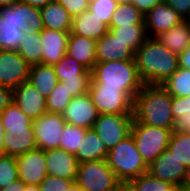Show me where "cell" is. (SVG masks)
<instances>
[{
	"label": "cell",
	"mask_w": 190,
	"mask_h": 191,
	"mask_svg": "<svg viewBox=\"0 0 190 191\" xmlns=\"http://www.w3.org/2000/svg\"><path fill=\"white\" fill-rule=\"evenodd\" d=\"M62 114L46 112L33 120L37 149L60 148V136L65 126Z\"/></svg>",
	"instance_id": "30bf717a"
},
{
	"label": "cell",
	"mask_w": 190,
	"mask_h": 191,
	"mask_svg": "<svg viewBox=\"0 0 190 191\" xmlns=\"http://www.w3.org/2000/svg\"><path fill=\"white\" fill-rule=\"evenodd\" d=\"M44 29L40 8L22 1L0 8V50L18 51L26 31Z\"/></svg>",
	"instance_id": "6da1fadb"
},
{
	"label": "cell",
	"mask_w": 190,
	"mask_h": 191,
	"mask_svg": "<svg viewBox=\"0 0 190 191\" xmlns=\"http://www.w3.org/2000/svg\"><path fill=\"white\" fill-rule=\"evenodd\" d=\"M12 101V89L0 85V114Z\"/></svg>",
	"instance_id": "ee69618b"
},
{
	"label": "cell",
	"mask_w": 190,
	"mask_h": 191,
	"mask_svg": "<svg viewBox=\"0 0 190 191\" xmlns=\"http://www.w3.org/2000/svg\"><path fill=\"white\" fill-rule=\"evenodd\" d=\"M106 161L122 184L148 172L132 134L109 150Z\"/></svg>",
	"instance_id": "5b68a950"
},
{
	"label": "cell",
	"mask_w": 190,
	"mask_h": 191,
	"mask_svg": "<svg viewBox=\"0 0 190 191\" xmlns=\"http://www.w3.org/2000/svg\"><path fill=\"white\" fill-rule=\"evenodd\" d=\"M30 67L18 51L0 50V85L13 90L27 82Z\"/></svg>",
	"instance_id": "8fae6325"
},
{
	"label": "cell",
	"mask_w": 190,
	"mask_h": 191,
	"mask_svg": "<svg viewBox=\"0 0 190 191\" xmlns=\"http://www.w3.org/2000/svg\"><path fill=\"white\" fill-rule=\"evenodd\" d=\"M109 31L122 42L127 43L134 53L149 38L145 25H122L109 27Z\"/></svg>",
	"instance_id": "83f0119b"
},
{
	"label": "cell",
	"mask_w": 190,
	"mask_h": 191,
	"mask_svg": "<svg viewBox=\"0 0 190 191\" xmlns=\"http://www.w3.org/2000/svg\"><path fill=\"white\" fill-rule=\"evenodd\" d=\"M133 120V114H99L92 128L109 151L131 134Z\"/></svg>",
	"instance_id": "9c48e42d"
},
{
	"label": "cell",
	"mask_w": 190,
	"mask_h": 191,
	"mask_svg": "<svg viewBox=\"0 0 190 191\" xmlns=\"http://www.w3.org/2000/svg\"><path fill=\"white\" fill-rule=\"evenodd\" d=\"M25 185L26 184L18 178L13 183H10L6 187L0 189V191H24Z\"/></svg>",
	"instance_id": "7dc6e473"
},
{
	"label": "cell",
	"mask_w": 190,
	"mask_h": 191,
	"mask_svg": "<svg viewBox=\"0 0 190 191\" xmlns=\"http://www.w3.org/2000/svg\"><path fill=\"white\" fill-rule=\"evenodd\" d=\"M66 191H84L75 182H73Z\"/></svg>",
	"instance_id": "f5cc1de1"
},
{
	"label": "cell",
	"mask_w": 190,
	"mask_h": 191,
	"mask_svg": "<svg viewBox=\"0 0 190 191\" xmlns=\"http://www.w3.org/2000/svg\"><path fill=\"white\" fill-rule=\"evenodd\" d=\"M168 149L186 167L190 166V132L182 130H173L168 143Z\"/></svg>",
	"instance_id": "d6a6232c"
},
{
	"label": "cell",
	"mask_w": 190,
	"mask_h": 191,
	"mask_svg": "<svg viewBox=\"0 0 190 191\" xmlns=\"http://www.w3.org/2000/svg\"><path fill=\"white\" fill-rule=\"evenodd\" d=\"M20 1L31 5L32 7L42 8L46 6L48 3L53 2L55 0H20Z\"/></svg>",
	"instance_id": "c3c4849f"
},
{
	"label": "cell",
	"mask_w": 190,
	"mask_h": 191,
	"mask_svg": "<svg viewBox=\"0 0 190 191\" xmlns=\"http://www.w3.org/2000/svg\"><path fill=\"white\" fill-rule=\"evenodd\" d=\"M91 72L90 87L124 88L133 98L144 85L135 60L97 62Z\"/></svg>",
	"instance_id": "277c9868"
},
{
	"label": "cell",
	"mask_w": 190,
	"mask_h": 191,
	"mask_svg": "<svg viewBox=\"0 0 190 191\" xmlns=\"http://www.w3.org/2000/svg\"><path fill=\"white\" fill-rule=\"evenodd\" d=\"M172 114L175 120L174 130L187 131L190 120V96H172Z\"/></svg>",
	"instance_id": "836d02e7"
},
{
	"label": "cell",
	"mask_w": 190,
	"mask_h": 191,
	"mask_svg": "<svg viewBox=\"0 0 190 191\" xmlns=\"http://www.w3.org/2000/svg\"><path fill=\"white\" fill-rule=\"evenodd\" d=\"M119 3H132L133 0H117Z\"/></svg>",
	"instance_id": "6f0895ef"
},
{
	"label": "cell",
	"mask_w": 190,
	"mask_h": 191,
	"mask_svg": "<svg viewBox=\"0 0 190 191\" xmlns=\"http://www.w3.org/2000/svg\"><path fill=\"white\" fill-rule=\"evenodd\" d=\"M17 159L13 156H0V189L17 180Z\"/></svg>",
	"instance_id": "f35d334b"
},
{
	"label": "cell",
	"mask_w": 190,
	"mask_h": 191,
	"mask_svg": "<svg viewBox=\"0 0 190 191\" xmlns=\"http://www.w3.org/2000/svg\"><path fill=\"white\" fill-rule=\"evenodd\" d=\"M43 26L60 32H71L73 17L58 2L53 1L40 8Z\"/></svg>",
	"instance_id": "603a6c76"
},
{
	"label": "cell",
	"mask_w": 190,
	"mask_h": 191,
	"mask_svg": "<svg viewBox=\"0 0 190 191\" xmlns=\"http://www.w3.org/2000/svg\"><path fill=\"white\" fill-rule=\"evenodd\" d=\"M163 0H133L132 4L144 15Z\"/></svg>",
	"instance_id": "f6af8a7d"
},
{
	"label": "cell",
	"mask_w": 190,
	"mask_h": 191,
	"mask_svg": "<svg viewBox=\"0 0 190 191\" xmlns=\"http://www.w3.org/2000/svg\"><path fill=\"white\" fill-rule=\"evenodd\" d=\"M3 141L8 156L18 157L37 149L34 129H5Z\"/></svg>",
	"instance_id": "44dd1931"
},
{
	"label": "cell",
	"mask_w": 190,
	"mask_h": 191,
	"mask_svg": "<svg viewBox=\"0 0 190 191\" xmlns=\"http://www.w3.org/2000/svg\"><path fill=\"white\" fill-rule=\"evenodd\" d=\"M45 159L48 175L76 181L78 162L75 154L55 148L45 151Z\"/></svg>",
	"instance_id": "e0dca14e"
},
{
	"label": "cell",
	"mask_w": 190,
	"mask_h": 191,
	"mask_svg": "<svg viewBox=\"0 0 190 191\" xmlns=\"http://www.w3.org/2000/svg\"><path fill=\"white\" fill-rule=\"evenodd\" d=\"M185 20L190 13V0H163Z\"/></svg>",
	"instance_id": "7bdbcfd3"
},
{
	"label": "cell",
	"mask_w": 190,
	"mask_h": 191,
	"mask_svg": "<svg viewBox=\"0 0 190 191\" xmlns=\"http://www.w3.org/2000/svg\"><path fill=\"white\" fill-rule=\"evenodd\" d=\"M117 0H90L88 10L92 15L97 16L100 20L110 26L113 12L117 8Z\"/></svg>",
	"instance_id": "74e56055"
},
{
	"label": "cell",
	"mask_w": 190,
	"mask_h": 191,
	"mask_svg": "<svg viewBox=\"0 0 190 191\" xmlns=\"http://www.w3.org/2000/svg\"><path fill=\"white\" fill-rule=\"evenodd\" d=\"M134 55L135 53L127 47V43L114 38L110 31L96 41L97 62L134 60Z\"/></svg>",
	"instance_id": "d6986e66"
},
{
	"label": "cell",
	"mask_w": 190,
	"mask_h": 191,
	"mask_svg": "<svg viewBox=\"0 0 190 191\" xmlns=\"http://www.w3.org/2000/svg\"><path fill=\"white\" fill-rule=\"evenodd\" d=\"M66 54L73 57L88 71H92L96 60V40L70 32Z\"/></svg>",
	"instance_id": "ffe728a7"
},
{
	"label": "cell",
	"mask_w": 190,
	"mask_h": 191,
	"mask_svg": "<svg viewBox=\"0 0 190 191\" xmlns=\"http://www.w3.org/2000/svg\"><path fill=\"white\" fill-rule=\"evenodd\" d=\"M88 93L99 114H133L134 98L124 88L90 87Z\"/></svg>",
	"instance_id": "ba28073f"
},
{
	"label": "cell",
	"mask_w": 190,
	"mask_h": 191,
	"mask_svg": "<svg viewBox=\"0 0 190 191\" xmlns=\"http://www.w3.org/2000/svg\"><path fill=\"white\" fill-rule=\"evenodd\" d=\"M172 96L161 85L144 84L133 102V117L150 126L174 129Z\"/></svg>",
	"instance_id": "3957f363"
},
{
	"label": "cell",
	"mask_w": 190,
	"mask_h": 191,
	"mask_svg": "<svg viewBox=\"0 0 190 191\" xmlns=\"http://www.w3.org/2000/svg\"><path fill=\"white\" fill-rule=\"evenodd\" d=\"M19 0H0V8L1 7H6V6H11L15 3H17Z\"/></svg>",
	"instance_id": "816d5d0a"
},
{
	"label": "cell",
	"mask_w": 190,
	"mask_h": 191,
	"mask_svg": "<svg viewBox=\"0 0 190 191\" xmlns=\"http://www.w3.org/2000/svg\"><path fill=\"white\" fill-rule=\"evenodd\" d=\"M70 32H60L44 28L41 31L42 64L55 65L66 54Z\"/></svg>",
	"instance_id": "ac0fdd59"
},
{
	"label": "cell",
	"mask_w": 190,
	"mask_h": 191,
	"mask_svg": "<svg viewBox=\"0 0 190 191\" xmlns=\"http://www.w3.org/2000/svg\"><path fill=\"white\" fill-rule=\"evenodd\" d=\"M66 123L84 129H91L99 116L96 106L89 93L77 96L71 100L62 113Z\"/></svg>",
	"instance_id": "9a60e30c"
},
{
	"label": "cell",
	"mask_w": 190,
	"mask_h": 191,
	"mask_svg": "<svg viewBox=\"0 0 190 191\" xmlns=\"http://www.w3.org/2000/svg\"><path fill=\"white\" fill-rule=\"evenodd\" d=\"M155 38L171 52L179 55L190 45V24L183 20L175 27L159 34Z\"/></svg>",
	"instance_id": "d4e9b609"
},
{
	"label": "cell",
	"mask_w": 190,
	"mask_h": 191,
	"mask_svg": "<svg viewBox=\"0 0 190 191\" xmlns=\"http://www.w3.org/2000/svg\"><path fill=\"white\" fill-rule=\"evenodd\" d=\"M187 131L190 132V120H189V129Z\"/></svg>",
	"instance_id": "91938a15"
},
{
	"label": "cell",
	"mask_w": 190,
	"mask_h": 191,
	"mask_svg": "<svg viewBox=\"0 0 190 191\" xmlns=\"http://www.w3.org/2000/svg\"><path fill=\"white\" fill-rule=\"evenodd\" d=\"M161 86L176 97L190 96V70L178 68Z\"/></svg>",
	"instance_id": "1f68e13d"
},
{
	"label": "cell",
	"mask_w": 190,
	"mask_h": 191,
	"mask_svg": "<svg viewBox=\"0 0 190 191\" xmlns=\"http://www.w3.org/2000/svg\"><path fill=\"white\" fill-rule=\"evenodd\" d=\"M72 183V180L47 175L38 186L40 191H66Z\"/></svg>",
	"instance_id": "60d3db41"
},
{
	"label": "cell",
	"mask_w": 190,
	"mask_h": 191,
	"mask_svg": "<svg viewBox=\"0 0 190 191\" xmlns=\"http://www.w3.org/2000/svg\"><path fill=\"white\" fill-rule=\"evenodd\" d=\"M103 140L96 134L93 128L87 129L75 154L78 164L94 160L106 159L108 155Z\"/></svg>",
	"instance_id": "cb8c5ba5"
},
{
	"label": "cell",
	"mask_w": 190,
	"mask_h": 191,
	"mask_svg": "<svg viewBox=\"0 0 190 191\" xmlns=\"http://www.w3.org/2000/svg\"><path fill=\"white\" fill-rule=\"evenodd\" d=\"M183 19L164 1L155 5L144 16V24L147 35L150 38H155L159 34L175 27Z\"/></svg>",
	"instance_id": "2e32d148"
},
{
	"label": "cell",
	"mask_w": 190,
	"mask_h": 191,
	"mask_svg": "<svg viewBox=\"0 0 190 191\" xmlns=\"http://www.w3.org/2000/svg\"><path fill=\"white\" fill-rule=\"evenodd\" d=\"M16 159L18 177L26 185L38 186L48 175L44 150L28 151Z\"/></svg>",
	"instance_id": "4fadbf2b"
},
{
	"label": "cell",
	"mask_w": 190,
	"mask_h": 191,
	"mask_svg": "<svg viewBox=\"0 0 190 191\" xmlns=\"http://www.w3.org/2000/svg\"><path fill=\"white\" fill-rule=\"evenodd\" d=\"M13 102L32 121L47 112L46 98L28 81L12 90Z\"/></svg>",
	"instance_id": "5bb4252c"
},
{
	"label": "cell",
	"mask_w": 190,
	"mask_h": 191,
	"mask_svg": "<svg viewBox=\"0 0 190 191\" xmlns=\"http://www.w3.org/2000/svg\"><path fill=\"white\" fill-rule=\"evenodd\" d=\"M118 191H134L132 188H130L127 184H122Z\"/></svg>",
	"instance_id": "11a10c76"
},
{
	"label": "cell",
	"mask_w": 190,
	"mask_h": 191,
	"mask_svg": "<svg viewBox=\"0 0 190 191\" xmlns=\"http://www.w3.org/2000/svg\"><path fill=\"white\" fill-rule=\"evenodd\" d=\"M75 183L84 191H118L122 185L106 159L78 164Z\"/></svg>",
	"instance_id": "52a82bcc"
},
{
	"label": "cell",
	"mask_w": 190,
	"mask_h": 191,
	"mask_svg": "<svg viewBox=\"0 0 190 191\" xmlns=\"http://www.w3.org/2000/svg\"><path fill=\"white\" fill-rule=\"evenodd\" d=\"M144 14L132 3H119L113 12L109 27H121L122 25H145Z\"/></svg>",
	"instance_id": "f546056e"
},
{
	"label": "cell",
	"mask_w": 190,
	"mask_h": 191,
	"mask_svg": "<svg viewBox=\"0 0 190 191\" xmlns=\"http://www.w3.org/2000/svg\"><path fill=\"white\" fill-rule=\"evenodd\" d=\"M174 129L142 124L135 119L131 134L145 164L149 166L165 149Z\"/></svg>",
	"instance_id": "8992f818"
},
{
	"label": "cell",
	"mask_w": 190,
	"mask_h": 191,
	"mask_svg": "<svg viewBox=\"0 0 190 191\" xmlns=\"http://www.w3.org/2000/svg\"><path fill=\"white\" fill-rule=\"evenodd\" d=\"M86 131L87 129L65 123L60 136V148L69 153L76 154Z\"/></svg>",
	"instance_id": "d590c367"
},
{
	"label": "cell",
	"mask_w": 190,
	"mask_h": 191,
	"mask_svg": "<svg viewBox=\"0 0 190 191\" xmlns=\"http://www.w3.org/2000/svg\"><path fill=\"white\" fill-rule=\"evenodd\" d=\"M134 191H170L175 186L169 182L154 178L146 172L127 184Z\"/></svg>",
	"instance_id": "e575fe53"
},
{
	"label": "cell",
	"mask_w": 190,
	"mask_h": 191,
	"mask_svg": "<svg viewBox=\"0 0 190 191\" xmlns=\"http://www.w3.org/2000/svg\"><path fill=\"white\" fill-rule=\"evenodd\" d=\"M60 3L72 17H76L88 9L90 0H55Z\"/></svg>",
	"instance_id": "b9f144b4"
},
{
	"label": "cell",
	"mask_w": 190,
	"mask_h": 191,
	"mask_svg": "<svg viewBox=\"0 0 190 191\" xmlns=\"http://www.w3.org/2000/svg\"><path fill=\"white\" fill-rule=\"evenodd\" d=\"M5 134V129L2 124V120L0 117V156L5 155L4 141L3 136Z\"/></svg>",
	"instance_id": "681fc988"
},
{
	"label": "cell",
	"mask_w": 190,
	"mask_h": 191,
	"mask_svg": "<svg viewBox=\"0 0 190 191\" xmlns=\"http://www.w3.org/2000/svg\"><path fill=\"white\" fill-rule=\"evenodd\" d=\"M182 187L190 191V166L186 168L185 177L182 183Z\"/></svg>",
	"instance_id": "f907efd6"
},
{
	"label": "cell",
	"mask_w": 190,
	"mask_h": 191,
	"mask_svg": "<svg viewBox=\"0 0 190 191\" xmlns=\"http://www.w3.org/2000/svg\"><path fill=\"white\" fill-rule=\"evenodd\" d=\"M186 166L167 148L149 166L148 172L154 177L182 186Z\"/></svg>",
	"instance_id": "7c38bea8"
},
{
	"label": "cell",
	"mask_w": 190,
	"mask_h": 191,
	"mask_svg": "<svg viewBox=\"0 0 190 191\" xmlns=\"http://www.w3.org/2000/svg\"><path fill=\"white\" fill-rule=\"evenodd\" d=\"M178 65L179 68L190 70V45L178 55Z\"/></svg>",
	"instance_id": "bcb514c9"
},
{
	"label": "cell",
	"mask_w": 190,
	"mask_h": 191,
	"mask_svg": "<svg viewBox=\"0 0 190 191\" xmlns=\"http://www.w3.org/2000/svg\"><path fill=\"white\" fill-rule=\"evenodd\" d=\"M185 20L190 24V13Z\"/></svg>",
	"instance_id": "680465c9"
},
{
	"label": "cell",
	"mask_w": 190,
	"mask_h": 191,
	"mask_svg": "<svg viewBox=\"0 0 190 191\" xmlns=\"http://www.w3.org/2000/svg\"><path fill=\"white\" fill-rule=\"evenodd\" d=\"M54 70L59 81L62 79H92V72L88 71L73 57L67 54L54 65Z\"/></svg>",
	"instance_id": "f1b7e54d"
},
{
	"label": "cell",
	"mask_w": 190,
	"mask_h": 191,
	"mask_svg": "<svg viewBox=\"0 0 190 191\" xmlns=\"http://www.w3.org/2000/svg\"><path fill=\"white\" fill-rule=\"evenodd\" d=\"M41 42V32L26 31L22 35L18 52L30 66L42 63Z\"/></svg>",
	"instance_id": "4316f807"
},
{
	"label": "cell",
	"mask_w": 190,
	"mask_h": 191,
	"mask_svg": "<svg viewBox=\"0 0 190 191\" xmlns=\"http://www.w3.org/2000/svg\"><path fill=\"white\" fill-rule=\"evenodd\" d=\"M28 82L47 98L59 79L53 65L40 63L30 67Z\"/></svg>",
	"instance_id": "484cf974"
},
{
	"label": "cell",
	"mask_w": 190,
	"mask_h": 191,
	"mask_svg": "<svg viewBox=\"0 0 190 191\" xmlns=\"http://www.w3.org/2000/svg\"><path fill=\"white\" fill-rule=\"evenodd\" d=\"M170 191H188L187 189H184L182 186H175Z\"/></svg>",
	"instance_id": "9f6ffc18"
},
{
	"label": "cell",
	"mask_w": 190,
	"mask_h": 191,
	"mask_svg": "<svg viewBox=\"0 0 190 191\" xmlns=\"http://www.w3.org/2000/svg\"><path fill=\"white\" fill-rule=\"evenodd\" d=\"M109 31V26L100 18L92 15L88 9L82 14L73 17L71 33L94 40L101 39Z\"/></svg>",
	"instance_id": "7402d4cb"
},
{
	"label": "cell",
	"mask_w": 190,
	"mask_h": 191,
	"mask_svg": "<svg viewBox=\"0 0 190 191\" xmlns=\"http://www.w3.org/2000/svg\"><path fill=\"white\" fill-rule=\"evenodd\" d=\"M4 129H34L33 121L12 101L0 114Z\"/></svg>",
	"instance_id": "4dcf8cb0"
},
{
	"label": "cell",
	"mask_w": 190,
	"mask_h": 191,
	"mask_svg": "<svg viewBox=\"0 0 190 191\" xmlns=\"http://www.w3.org/2000/svg\"><path fill=\"white\" fill-rule=\"evenodd\" d=\"M72 99L65 85L59 81L46 98L47 112L62 114Z\"/></svg>",
	"instance_id": "8d00e7d4"
},
{
	"label": "cell",
	"mask_w": 190,
	"mask_h": 191,
	"mask_svg": "<svg viewBox=\"0 0 190 191\" xmlns=\"http://www.w3.org/2000/svg\"><path fill=\"white\" fill-rule=\"evenodd\" d=\"M134 60L139 77L149 85L163 84L179 68L178 55L156 38L149 37L135 51Z\"/></svg>",
	"instance_id": "7a4b0ae2"
},
{
	"label": "cell",
	"mask_w": 190,
	"mask_h": 191,
	"mask_svg": "<svg viewBox=\"0 0 190 191\" xmlns=\"http://www.w3.org/2000/svg\"><path fill=\"white\" fill-rule=\"evenodd\" d=\"M24 191H40V188L36 185H25Z\"/></svg>",
	"instance_id": "db71d44e"
},
{
	"label": "cell",
	"mask_w": 190,
	"mask_h": 191,
	"mask_svg": "<svg viewBox=\"0 0 190 191\" xmlns=\"http://www.w3.org/2000/svg\"><path fill=\"white\" fill-rule=\"evenodd\" d=\"M92 79H62L72 98L88 93Z\"/></svg>",
	"instance_id": "ab89813d"
}]
</instances>
